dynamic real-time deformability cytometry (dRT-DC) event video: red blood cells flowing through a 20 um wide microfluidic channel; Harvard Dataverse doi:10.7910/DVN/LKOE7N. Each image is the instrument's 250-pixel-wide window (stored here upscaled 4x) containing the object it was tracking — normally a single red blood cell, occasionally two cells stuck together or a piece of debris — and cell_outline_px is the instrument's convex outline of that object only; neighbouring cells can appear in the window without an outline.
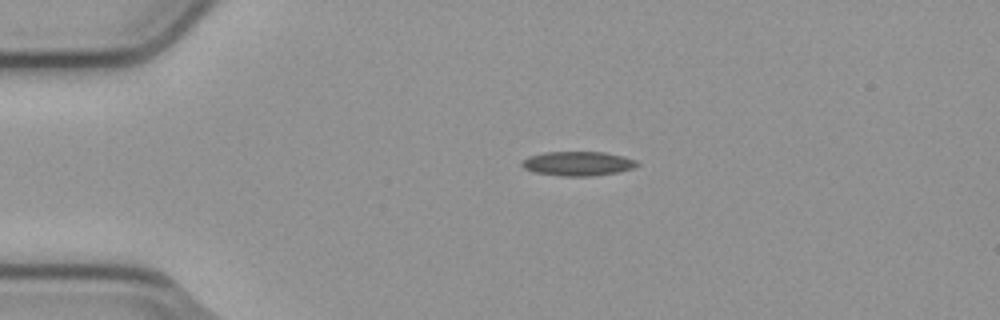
{"species": "common noctule bat (a hibernating species)", "species_latin": "Nyctalus noctula", "temperature_condition": "cold", "stored_images_in_passage": 4, "camera_frame_rate_fps": 3000, "um_per_image_px": 0.085, "animal": {"sex": "male", "body_mass_g": 23.1, "forearm_length_mm": 52.7}, "frame": {"image": 1, "passage_image": 3, "time_ms": 0.667, "image_size_px": [1000, 320], "cell_outline_px": [[640, 164], [632, 168], [616, 172], [592, 176], [564, 176], [532, 172], [524, 168], [520, 164], [520, 160], [528, 156], [544, 152], [604, 152], [624, 156], [636, 160]], "centroid_in_image_um": [49.07, 13.9], "position_along_channel_um": 35.9, "area_um2": 16.42}}